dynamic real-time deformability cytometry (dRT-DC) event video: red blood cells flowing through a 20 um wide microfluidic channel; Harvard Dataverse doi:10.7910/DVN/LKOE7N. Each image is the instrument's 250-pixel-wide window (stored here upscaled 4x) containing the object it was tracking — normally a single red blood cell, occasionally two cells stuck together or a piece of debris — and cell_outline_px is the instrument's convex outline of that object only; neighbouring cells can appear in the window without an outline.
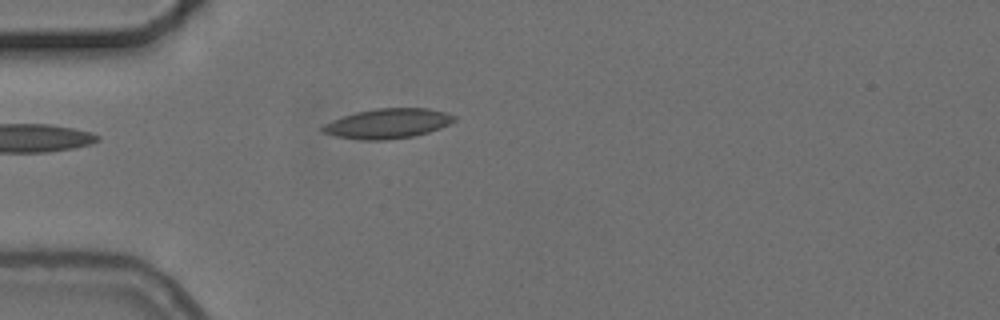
{"species": "common noctule bat (a hibernating species)", "species_latin": "Nyctalus noctula", "temperature_condition": "cold", "stored_images_in_passage": 5, "camera_frame_rate_fps": 3000, "um_per_image_px": 0.085, "animal": {"sex": "female", "body_mass_g": 24.6, "forearm_length_mm": 56.2}, "frame": {"image": 1, "passage_image": 5, "time_ms": 4.667, "image_size_px": [1000, 320], "cell_outline_px": [[456, 120], [440, 128], [428, 132], [412, 136], [388, 140], [360, 140], [336, 136], [320, 132], [320, 128], [324, 124], [332, 120], [356, 112], [376, 108], [428, 108], [448, 112], [456, 116]], "centroid_in_image_um": [32.95, 10.5], "position_along_channel_um": 52.0, "area_um2": 23.0}}